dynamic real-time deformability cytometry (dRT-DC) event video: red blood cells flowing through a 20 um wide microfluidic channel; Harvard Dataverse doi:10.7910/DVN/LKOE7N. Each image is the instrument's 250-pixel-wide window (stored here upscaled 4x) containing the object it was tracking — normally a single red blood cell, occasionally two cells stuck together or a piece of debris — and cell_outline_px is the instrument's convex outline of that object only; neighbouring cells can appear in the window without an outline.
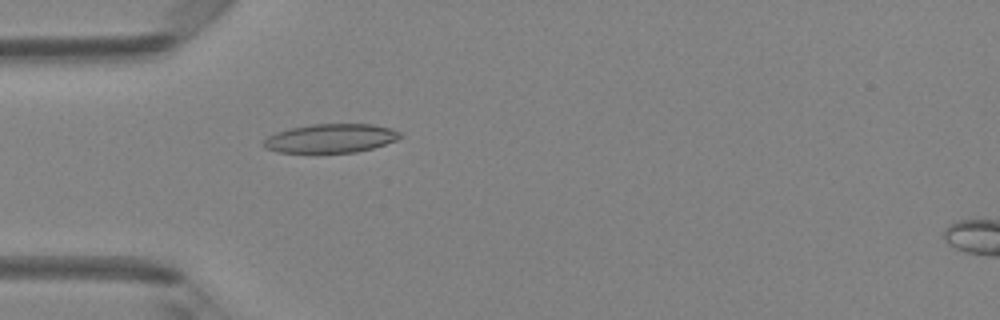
{"species": "Egyptian fruit bat (a non-hibernating species)", "species_latin": "Rousettus aegyptiacus", "temperature_condition": "room temperature", "stored_images_in_passage": 49, "camera_frame_rate_fps": 3000, "um_per_image_px": 0.085, "animal": {"sex": "female"}, "frame": {"image": 1, "passage_image": 15, "time_ms": 4.667, "image_size_px": [1000, 320], "cell_outline_px": [[400, 136], [396, 140], [372, 148], [356, 152], [276, 152], [264, 148], [264, 140], [268, 136], [276, 132], [292, 128], [312, 124], [372, 124], [392, 128], [400, 132]], "centroid_in_image_um": [28.1, 11.75], "position_along_channel_um": 56.9, "area_um2": 22.72}}
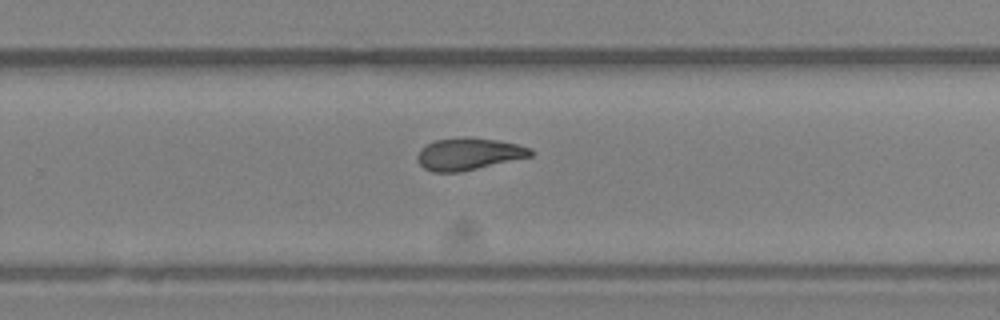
{"frame": {"image": 2, "passage_image": 32, "time_ms": 10.333, "image_size_px": [1000, 320], "cell_outline_px": [[532, 156], [460, 172], [432, 172], [424, 168], [420, 164], [416, 156], [420, 148], [436, 140], [464, 136], [468, 136], [496, 140], [516, 144], [532, 148]], "centroid_in_image_um": [39.81, 13.08], "position_along_channel_um": 290.0, "area_um2": 21.15}}
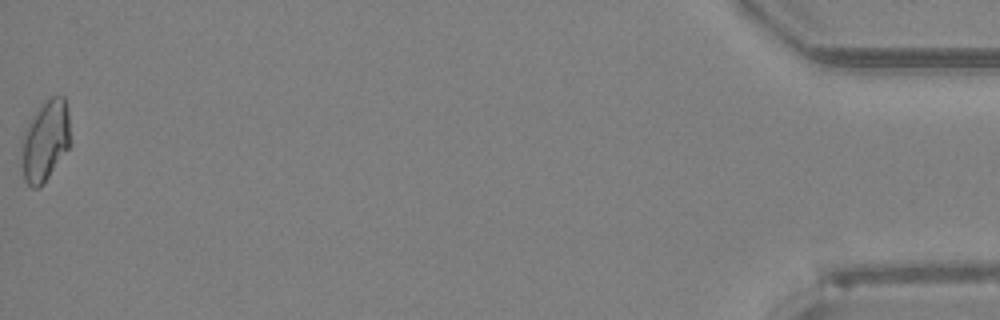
{"frame": {"image": 3, "passage_image": 49, "time_ms": 16.0, "image_size_px": [1000, 320], "cell_outline_px": [[68, 148], [44, 184], [40, 188], [32, 188], [24, 180], [20, 164], [20, 140], [24, 128], [40, 104], [52, 96], [64, 96], [68, 108]], "centroid_in_image_um": [3.77, 11.99], "position_along_channel_um": 431.4, "area_um2": 23.41}, "authors_computed_cell_mechanics": {"area_um2": 21.8484, "velocity_mm_per_s": 4.2162, "shape_relaxation_time_tau1_ms": 8.5286, "shape_relaxation_time_tau2_ms": 1.9776, "deformation_change_tau1": 0.2023, "deformation_change_tau2": 0.0828}}